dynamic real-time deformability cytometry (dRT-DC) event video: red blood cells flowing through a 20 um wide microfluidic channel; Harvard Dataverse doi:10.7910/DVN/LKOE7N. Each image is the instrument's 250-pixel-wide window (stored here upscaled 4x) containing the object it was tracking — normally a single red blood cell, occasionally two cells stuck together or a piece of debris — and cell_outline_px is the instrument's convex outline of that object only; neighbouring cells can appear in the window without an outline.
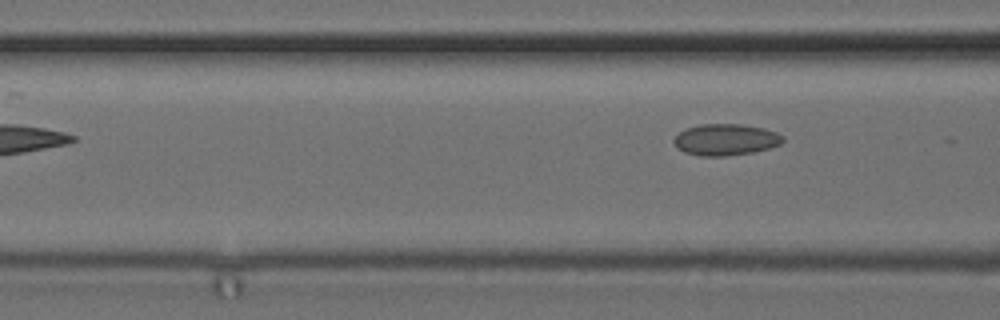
{"species": "common noctule bat (a hibernating species)", "species_latin": "Nyctalus noctula", "temperature_condition": "cold", "stored_images_in_passage": 4, "camera_frame_rate_fps": 3000, "um_per_image_px": 0.085, "animal": {"sex": "female", "body_mass_g": 24.6, "forearm_length_mm": 56.2}, "frame": {"image": 1, "passage_image": 4, "time_ms": 1.0, "image_size_px": [1000, 320], "cell_outline_px": [[784, 140], [780, 144], [756, 152], [724, 156], [700, 156], [684, 152], [676, 148], [672, 140], [684, 128], [700, 124], [740, 124], [764, 128], [776, 132], [784, 136]], "centroid_in_image_um": [61.66, 11.87], "position_along_channel_um": 104.9, "area_um2": 20.17}}